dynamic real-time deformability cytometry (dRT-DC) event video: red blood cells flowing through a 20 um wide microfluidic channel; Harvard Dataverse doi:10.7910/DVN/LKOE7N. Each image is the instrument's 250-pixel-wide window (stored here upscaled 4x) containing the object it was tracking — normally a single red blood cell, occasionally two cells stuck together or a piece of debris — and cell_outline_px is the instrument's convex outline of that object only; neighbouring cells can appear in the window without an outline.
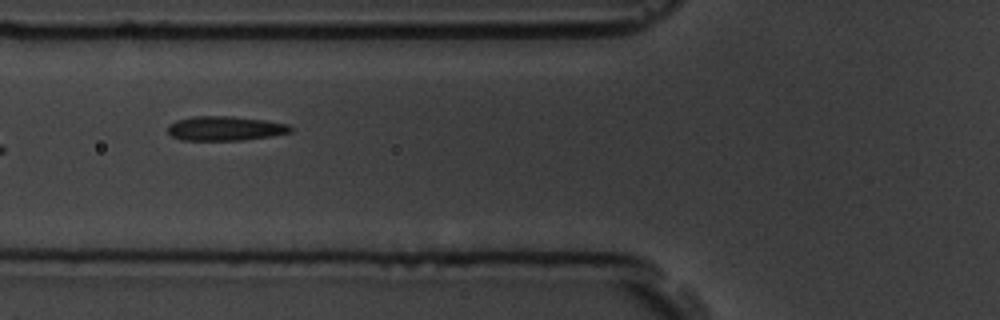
{"species": "common noctule bat (a hibernating species)", "species_latin": "Nyctalus noctula", "temperature_condition": "room temperature", "stored_images_in_passage": 10, "camera_frame_rate_fps": 3000, "um_per_image_px": 0.085, "animal": {"sex": "male", "body_mass_g": 19.5, "forearm_length_mm": 54.6}, "frame": {"image": 1, "passage_image": 7, "time_ms": 6.667, "image_size_px": [1000, 320], "cell_outline_px": [[292, 132], [272, 136], [244, 140], [180, 140], [172, 136], [168, 132], [168, 124], [176, 120], [192, 116], [232, 116], [264, 120], [288, 124], [292, 128]], "centroid_in_image_um": [19.12, 10.91], "position_along_channel_um": 106.7, "area_um2": 17.57}}
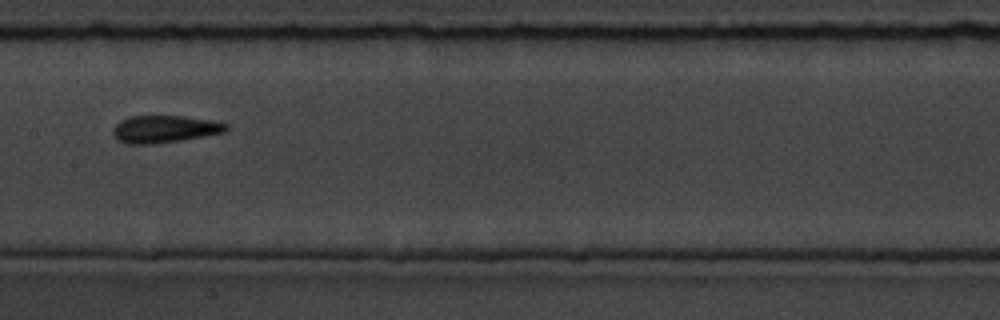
{"frame": {"image": 2, "passage_image": 9, "time_ms": 9.0, "image_size_px": [1000, 320], "cell_outline_px": [[228, 128], [224, 132], [204, 136], [156, 144], [128, 144], [120, 140], [112, 132], [112, 128], [120, 120], [128, 116], [184, 116], [212, 120], [228, 124]], "centroid_in_image_um": [13.98, 10.96], "position_along_channel_um": 193.4, "area_um2": 17.98}}